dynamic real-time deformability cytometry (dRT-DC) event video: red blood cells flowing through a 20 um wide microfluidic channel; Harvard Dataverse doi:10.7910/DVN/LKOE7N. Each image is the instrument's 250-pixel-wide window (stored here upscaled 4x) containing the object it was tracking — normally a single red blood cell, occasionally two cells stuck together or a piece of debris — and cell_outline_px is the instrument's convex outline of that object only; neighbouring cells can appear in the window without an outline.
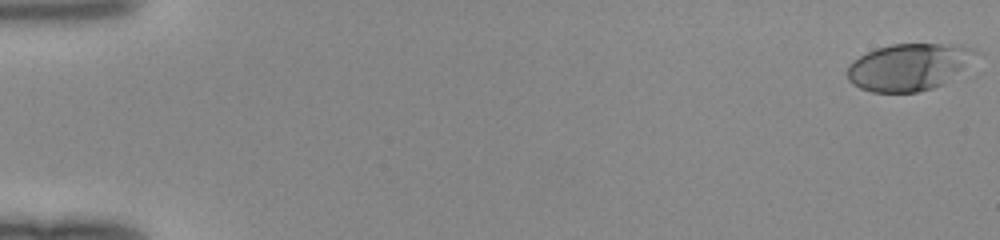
{"species": "human", "species_latin": "Homo sapiens", "temperature_condition": "room temperature", "stored_images_in_passage": 50, "camera_frame_rate_fps": 3000, "um_per_image_px": 0.085, "donor": {"sex": "female"}, "frame": {"image": 1, "passage_image": 1, "time_ms": 0.0, "image_size_px": [1000, 240], "cell_outline_px": [[980, 52], [940, 84], [932, 88], [916, 92], [872, 92], [860, 88], [852, 84], [848, 80], [848, 64], [852, 60], [876, 48], [892, 44], [960, 44], [976, 48]], "centroid_in_image_um": [77.18, 5.67], "position_along_channel_um": 7.8, "area_um2": 34.56}}
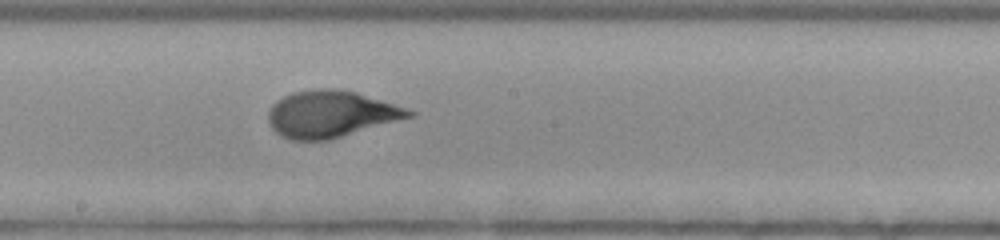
{"frame": {"image": 2, "passage_image": 29, "time_ms": 9.333, "image_size_px": [1000, 240], "cell_outline_px": [[416, 116], [328, 140], [292, 140], [280, 136], [272, 128], [268, 120], [268, 112], [272, 104], [276, 100], [292, 92], [320, 88], [336, 88], [356, 92], [416, 112]], "centroid_in_image_um": [28.09, 9.69], "position_along_channel_um": 220.1, "area_um2": 38.21}}
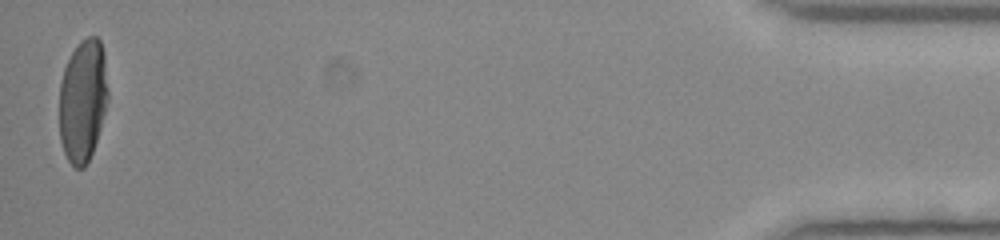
{"frame": {"image": 3, "passage_image": 50, "time_ms": 16.333, "image_size_px": [1000, 240], "cell_outline_px": [[108, 100], [100, 128], [92, 152], [84, 168], [76, 168], [68, 160], [64, 152], [60, 140], [60, 84], [64, 68], [72, 52], [80, 40], [88, 36], [96, 36], [100, 40], [104, 52], [108, 92]], "centroid_in_image_um": [7.05, 8.52], "position_along_channel_um": 428.2, "area_um2": 34.74}}